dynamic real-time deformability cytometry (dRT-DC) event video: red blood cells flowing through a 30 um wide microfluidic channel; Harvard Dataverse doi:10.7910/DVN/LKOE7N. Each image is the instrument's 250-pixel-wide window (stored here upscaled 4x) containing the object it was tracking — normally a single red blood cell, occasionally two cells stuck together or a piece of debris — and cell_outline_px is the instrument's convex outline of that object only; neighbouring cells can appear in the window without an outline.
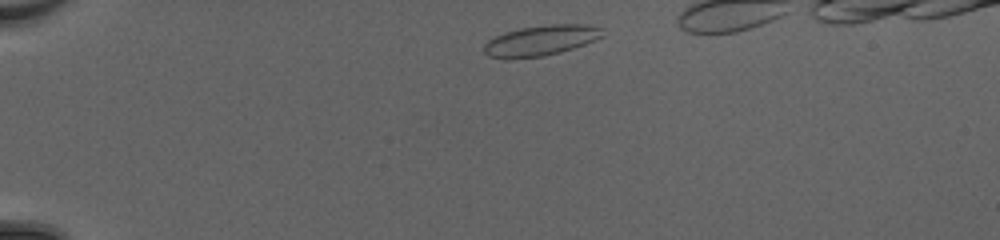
{"species": "common noctule bat (a hibernating species)", "species_latin": "Nyctalus noctula", "temperature_condition": "cold", "stored_images_in_passage": 36, "camera_frame_rate_fps": 3000, "um_per_image_px": 0.085, "animal": {"sex": "female", "body_mass_g": 20.0, "forearm_length_mm": 54.0}, "frame": {"image": 1, "passage_image": 2, "time_ms": 0.333, "image_size_px": [1000, 240], "cell_outline_px": [[604, 36], [584, 44], [560, 52], [544, 56], [488, 56], [484, 52], [484, 44], [488, 40], [504, 32], [520, 28], [552, 24], [584, 24], [600, 28]], "centroid_in_image_um": [46.0, 3.4], "position_along_channel_um": 39.0, "area_um2": 20.23}}
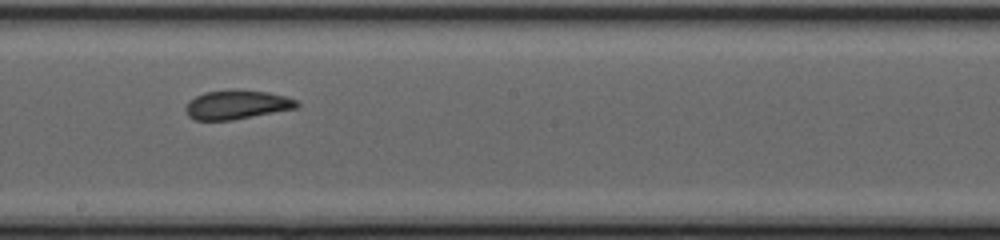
{"frame": {"image": 2, "passage_image": 20, "time_ms": 6.333, "image_size_px": [1000, 240], "cell_outline_px": [[300, 104], [296, 108], [232, 120], [196, 120], [188, 116], [184, 108], [196, 96], [204, 92], [236, 88], [268, 92], [284, 96], [296, 100]], "centroid_in_image_um": [20.12, 8.88], "position_along_channel_um": 228.1, "area_um2": 18.84}}
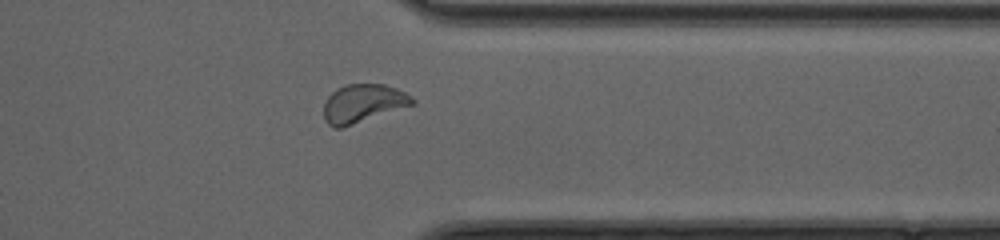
{"frame": {"image": 3, "passage_image": 31, "time_ms": 10.0, "image_size_px": [1000, 240], "cell_outline_px": [[416, 104], [344, 128], [332, 128], [324, 120], [324, 104], [328, 96], [336, 88], [344, 84], [384, 84], [396, 88], [412, 96], [416, 100]], "centroid_in_image_um": [30.86, 8.8], "position_along_channel_um": 380.5, "area_um2": 20.23}}